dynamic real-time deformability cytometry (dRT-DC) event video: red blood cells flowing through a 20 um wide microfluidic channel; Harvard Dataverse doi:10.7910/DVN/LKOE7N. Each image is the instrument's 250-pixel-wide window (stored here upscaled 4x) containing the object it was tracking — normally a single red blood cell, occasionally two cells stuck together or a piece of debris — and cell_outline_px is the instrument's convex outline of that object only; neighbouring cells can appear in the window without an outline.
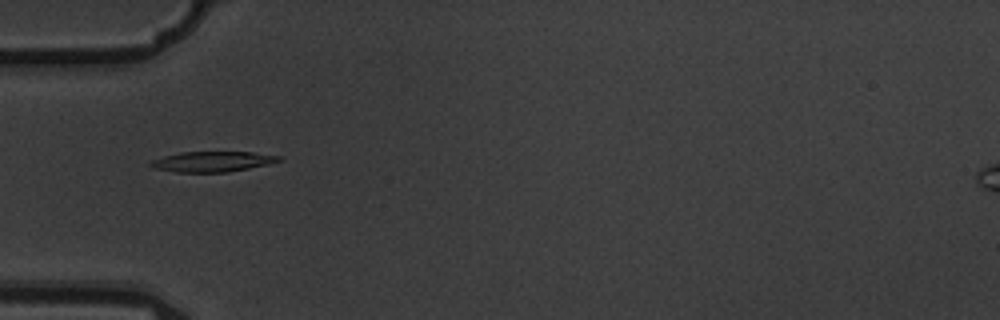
{"species": "common noctule bat (a hibernating species)", "species_latin": "Nyctalus noctula", "temperature_condition": "warm", "stored_images_in_passage": 11, "camera_frame_rate_fps": 3000, "um_per_image_px": 0.085, "animal": {"sex": "male", "body_mass_g": 19.5, "forearm_length_mm": 54.6}, "frame": {"image": 1, "passage_image": 3, "time_ms": 0.667, "image_size_px": [1000, 320], "cell_outline_px": [[284, 160], [268, 164], [228, 172], [176, 172], [152, 168], [148, 164], [152, 160], [164, 156], [180, 152], [252, 152], [284, 156]], "centroid_in_image_um": [18.08, 13.73], "position_along_channel_um": 66.9, "area_um2": 15.32}}
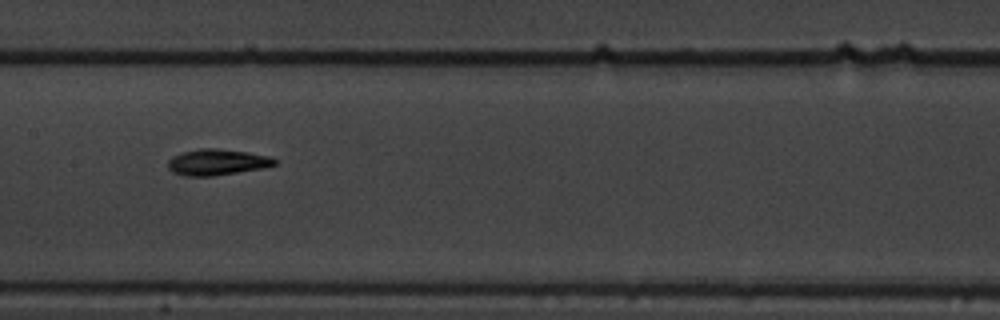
{"frame": {"image": 2, "passage_image": 6, "time_ms": 1.667, "image_size_px": [1000, 320], "cell_outline_px": [[276, 164], [264, 168], [212, 176], [188, 176], [172, 172], [168, 168], [168, 160], [172, 156], [184, 152], [200, 148], [216, 148], [248, 152], [268, 156], [276, 160]], "centroid_in_image_um": [18.44, 13.78], "position_along_channel_um": 189.0, "area_um2": 16.13}}
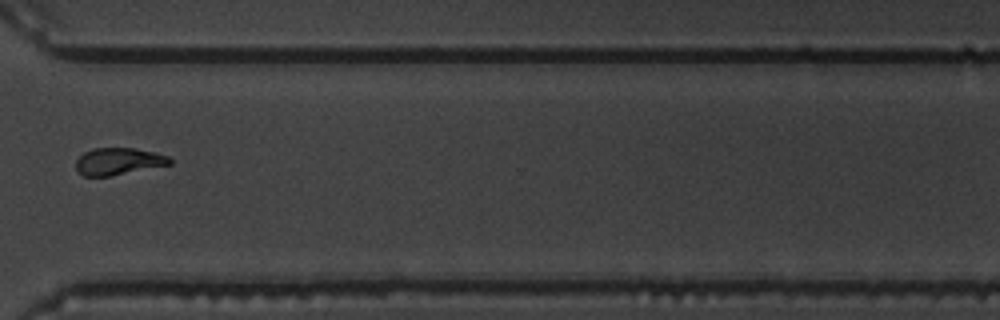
{"frame": {"image": 3, "passage_image": 10, "time_ms": 3.0, "image_size_px": [1000, 320], "cell_outline_px": [[172, 164], [108, 176], [84, 176], [76, 172], [76, 160], [84, 152], [92, 148], [136, 148], [168, 156], [172, 160]], "centroid_in_image_um": [10.03, 13.71], "position_along_channel_um": 360.6, "area_um2": 14.74}}